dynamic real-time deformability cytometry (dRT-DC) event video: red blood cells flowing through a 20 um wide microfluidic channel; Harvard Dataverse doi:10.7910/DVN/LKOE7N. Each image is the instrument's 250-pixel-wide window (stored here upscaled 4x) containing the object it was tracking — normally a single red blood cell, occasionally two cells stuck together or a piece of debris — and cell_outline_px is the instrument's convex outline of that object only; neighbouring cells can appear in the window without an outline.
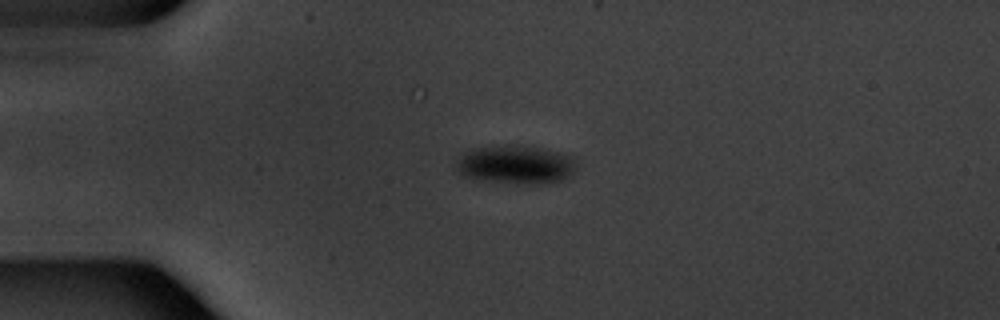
{"species": "common noctule bat (a hibernating species)", "species_latin": "Nyctalus noctula", "temperature_condition": "warm", "stored_images_in_passage": 54, "camera_frame_rate_fps": 3000, "um_per_image_px": 0.085, "animal": {"sex": "male", "body_mass_g": 20.1, "forearm_length_mm": 53.5}, "frame": {"image": 1, "passage_image": 13, "time_ms": 4.0, "image_size_px": [1000, 320], "cell_outline_px": [[576, 168], [572, 172], [560, 180], [536, 184], [528, 184], [492, 180], [464, 176], [460, 172], [456, 160], [464, 152], [472, 148], [496, 144], [528, 144], [560, 152], [572, 156], [576, 164]], "centroid_in_image_um": [43.85, 13.92], "position_along_channel_um": 41.2, "area_um2": 27.05}}
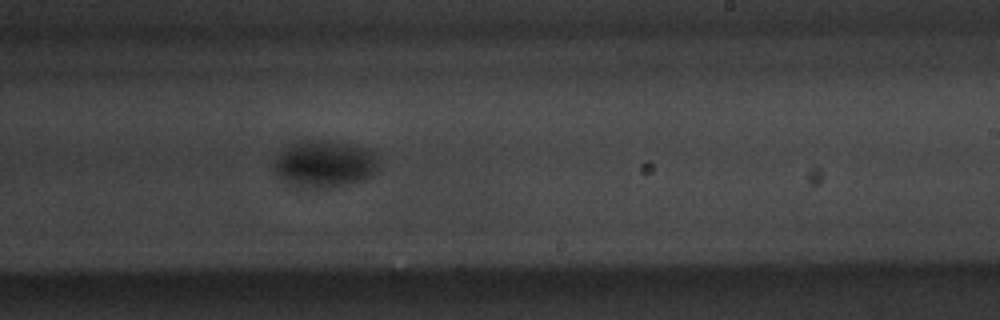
{"frame": {"image": 2, "passage_image": 33, "time_ms": 10.667, "image_size_px": [1000, 320], "cell_outline_px": [[376, 168], [372, 176], [364, 180], [332, 188], [316, 188], [296, 184], [284, 180], [276, 172], [276, 160], [292, 144], [300, 140], [332, 140], [368, 148], [376, 156]], "centroid_in_image_um": [27.67, 13.92], "position_along_channel_um": 261.3, "area_um2": 27.98}}
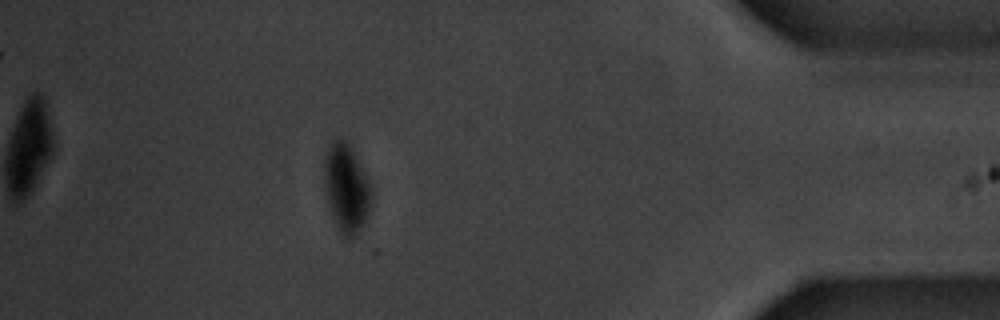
{"frame": {"image": 3, "passage_image": 48, "time_ms": 15.667, "image_size_px": [1000, 320], "cell_outline_px": [[372, 192], [368, 208], [364, 220], [360, 228], [348, 240], [344, 240], [336, 224], [328, 204], [324, 184], [324, 164], [332, 140], [344, 140], [352, 148]], "centroid_in_image_um": [29.4, 16.02], "position_along_channel_um": 405.8, "area_um2": 23.24}, "authors_computed_cell_mechanics": {"area_um2": 27.0504, "velocity_mm_per_s": 3.7542, "shape_relaxation_time_tau1_ms": 3.768, "shape_relaxation_time_tau2_ms": null, "deformation_change_tau1": 0.1054, "deformation_change_tau2": null}}